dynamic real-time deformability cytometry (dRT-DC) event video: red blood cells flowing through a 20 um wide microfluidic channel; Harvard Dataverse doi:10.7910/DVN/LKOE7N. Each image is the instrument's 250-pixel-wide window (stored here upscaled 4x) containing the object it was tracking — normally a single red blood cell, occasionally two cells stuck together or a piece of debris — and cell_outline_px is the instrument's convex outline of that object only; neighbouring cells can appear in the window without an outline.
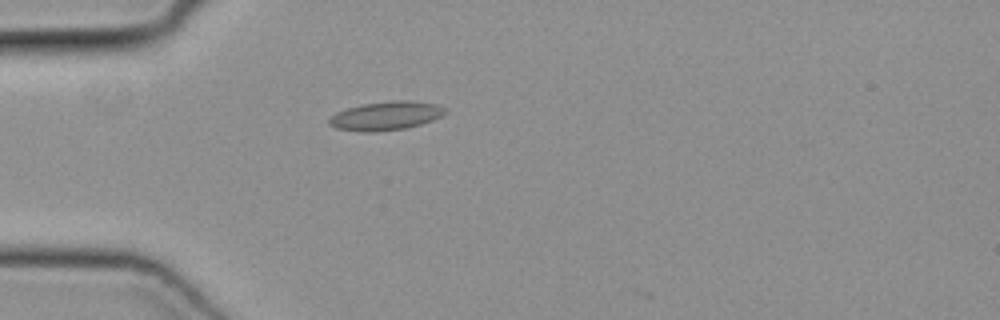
{"species": "common noctule bat (a hibernating species)", "species_latin": "Nyctalus noctula", "temperature_condition": "cold", "stored_images_in_passage": 12, "camera_frame_rate_fps": 3000, "um_per_image_px": 0.085, "animal": {"sex": "female", "body_mass_g": 19.3, "forearm_length_mm": 54.1}, "frame": {"image": 1, "passage_image": 8, "time_ms": 2.333, "image_size_px": [1000, 320], "cell_outline_px": [[444, 112], [440, 116], [432, 120], [420, 124], [404, 128], [376, 132], [360, 132], [336, 128], [328, 124], [328, 120], [336, 112], [348, 108], [364, 104], [392, 100], [412, 100], [436, 104], [444, 108]], "centroid_in_image_um": [32.76, 9.84], "position_along_channel_um": 52.2, "area_um2": 19.25}}
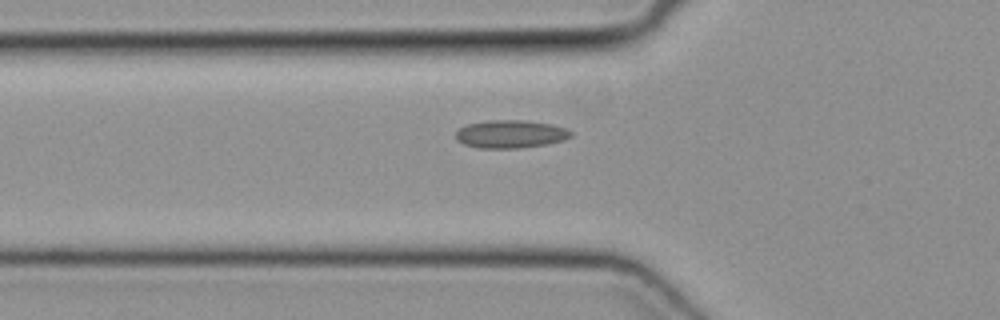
{"frame": {"image": 2, "passage_image": 11, "time_ms": 3.333, "image_size_px": [1000, 320], "cell_outline_px": [[572, 136], [564, 140], [544, 144], [520, 148], [480, 148], [464, 144], [456, 140], [456, 132], [460, 128], [468, 124], [488, 120], [524, 120], [552, 124], [568, 128], [572, 132]], "centroid_in_image_um": [43.42, 11.39], "position_along_channel_um": 82.4, "area_um2": 18.79}}